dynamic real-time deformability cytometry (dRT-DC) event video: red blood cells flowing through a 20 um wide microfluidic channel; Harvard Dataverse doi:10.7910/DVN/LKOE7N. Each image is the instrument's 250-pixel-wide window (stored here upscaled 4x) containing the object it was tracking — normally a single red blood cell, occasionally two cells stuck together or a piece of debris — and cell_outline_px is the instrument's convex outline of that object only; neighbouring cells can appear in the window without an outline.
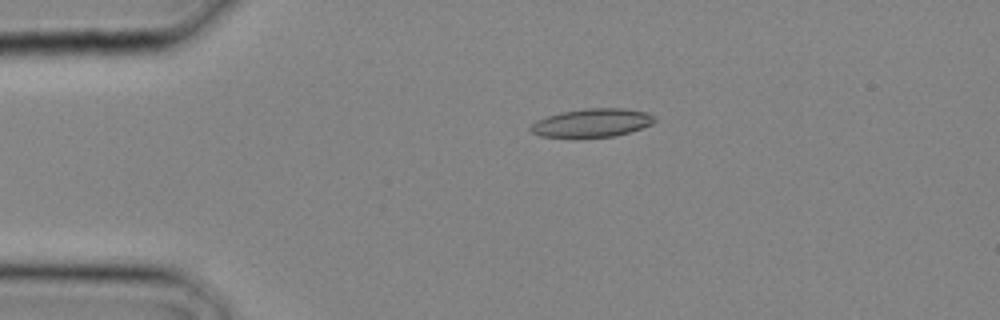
{"species": "common noctule bat (a hibernating species)", "species_latin": "Nyctalus noctula", "temperature_condition": "cold", "stored_images_in_passage": 1, "camera_frame_rate_fps": 3000, "um_per_image_px": 0.085, "animal": {"sex": "male", "body_mass_g": 20.4}, "frame": {"image": 1, "passage_image": 1, "time_ms": 0.0, "image_size_px": [1000, 320], "cell_outline_px": [[656, 120], [652, 124], [616, 136], [572, 140], [540, 136], [532, 132], [528, 128], [536, 120], [560, 112], [584, 108], [624, 108], [648, 112]], "centroid_in_image_um": [50.25, 10.48], "position_along_channel_um": 34.7, "area_um2": 21.27}}